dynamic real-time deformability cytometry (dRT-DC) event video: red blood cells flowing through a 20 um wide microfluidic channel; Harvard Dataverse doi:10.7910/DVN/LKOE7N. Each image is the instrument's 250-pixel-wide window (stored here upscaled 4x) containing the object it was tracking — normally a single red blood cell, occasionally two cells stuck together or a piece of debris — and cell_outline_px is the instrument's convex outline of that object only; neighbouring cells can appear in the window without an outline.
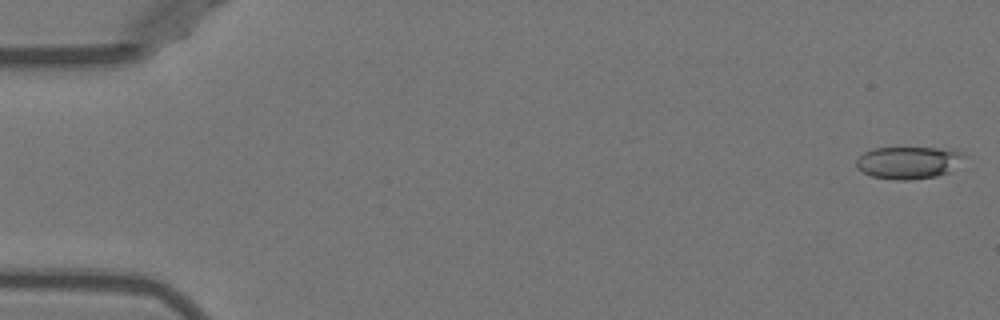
{"species": "Egyptian fruit bat (a non-hibernating species)", "species_latin": "Rousettus aegyptiacus", "temperature_condition": "warm", "stored_images_in_passage": 51, "camera_frame_rate_fps": 3000, "um_per_image_px": 0.085, "animal": {"sex": "female"}, "frame": {"image": 1, "passage_image": 1, "time_ms": 0.0, "image_size_px": [1000, 320], "cell_outline_px": [[968, 156], [948, 172], [936, 176], [908, 180], [896, 180], [872, 176], [856, 168], [856, 160], [864, 152], [872, 148], [956, 148], [964, 152]], "centroid_in_image_um": [77.27, 13.8], "position_along_channel_um": 7.7, "area_um2": 20.52}}
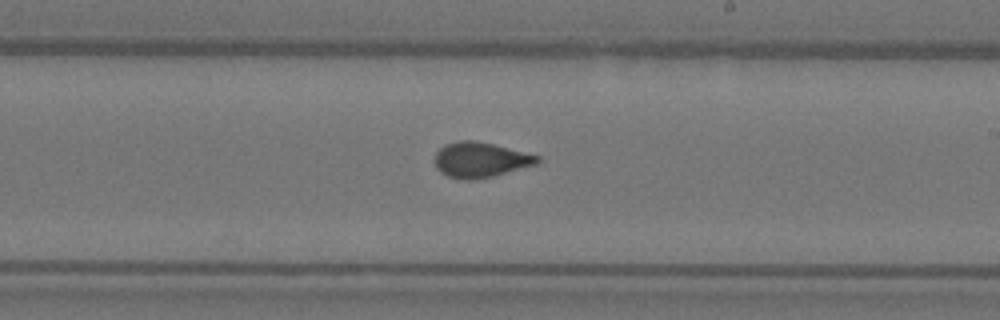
{"frame": {"image": 2, "passage_image": 30, "time_ms": 9.667, "image_size_px": [1000, 320], "cell_outline_px": [[540, 160], [536, 164], [492, 176], [472, 180], [464, 180], [448, 176], [440, 172], [436, 168], [432, 160], [436, 152], [444, 144], [460, 140], [476, 140], [540, 156]], "centroid_in_image_um": [40.76, 13.58], "position_along_channel_um": 248.2, "area_um2": 21.04}}
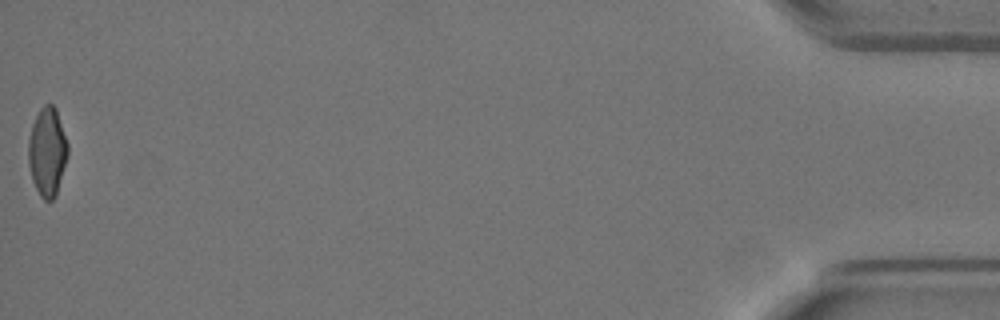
{"frame": {"image": 3, "passage_image": 51, "time_ms": 16.667, "image_size_px": [1000, 320], "cell_outline_px": [[68, 156], [56, 196], [52, 200], [44, 200], [40, 196], [32, 180], [28, 164], [28, 140], [32, 124], [40, 108], [44, 104], [52, 104], [56, 108], [68, 144]], "centroid_in_image_um": [4.02, 12.91], "position_along_channel_um": 431.2, "area_um2": 20.52}, "authors_computed_cell_mechanics": {"area_um2": 20.6346, "velocity_mm_per_s": 3.9904, "shape_relaxation_time_tau1_ms": 9.8686, "shape_relaxation_time_tau2_ms": 0.7753, "deformation_change_tau1": 0.209, "deformation_change_tau2": 0.0707}}